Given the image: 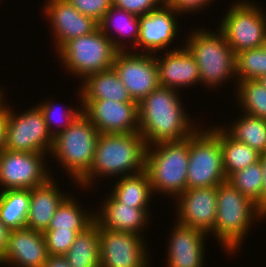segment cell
<instances>
[{
  "instance_id": "obj_1",
  "label": "cell",
  "mask_w": 266,
  "mask_h": 267,
  "mask_svg": "<svg viewBox=\"0 0 266 267\" xmlns=\"http://www.w3.org/2000/svg\"><path fill=\"white\" fill-rule=\"evenodd\" d=\"M180 92L159 86L138 103L139 133L145 144L179 141L197 129L185 112Z\"/></svg>"
},
{
  "instance_id": "obj_2",
  "label": "cell",
  "mask_w": 266,
  "mask_h": 267,
  "mask_svg": "<svg viewBox=\"0 0 266 267\" xmlns=\"http://www.w3.org/2000/svg\"><path fill=\"white\" fill-rule=\"evenodd\" d=\"M146 149L139 132L100 133L92 165L76 185L80 189L90 188L96 178H118L144 171Z\"/></svg>"
},
{
  "instance_id": "obj_3",
  "label": "cell",
  "mask_w": 266,
  "mask_h": 267,
  "mask_svg": "<svg viewBox=\"0 0 266 267\" xmlns=\"http://www.w3.org/2000/svg\"><path fill=\"white\" fill-rule=\"evenodd\" d=\"M265 217L254 202L229 182L217 186L214 238L216 236L218 243L225 248V253L239 252L254 222L261 218L265 220Z\"/></svg>"
},
{
  "instance_id": "obj_4",
  "label": "cell",
  "mask_w": 266,
  "mask_h": 267,
  "mask_svg": "<svg viewBox=\"0 0 266 267\" xmlns=\"http://www.w3.org/2000/svg\"><path fill=\"white\" fill-rule=\"evenodd\" d=\"M188 159L189 137L147 146L145 171L154 195L158 192L175 199L187 190Z\"/></svg>"
},
{
  "instance_id": "obj_5",
  "label": "cell",
  "mask_w": 266,
  "mask_h": 267,
  "mask_svg": "<svg viewBox=\"0 0 266 267\" xmlns=\"http://www.w3.org/2000/svg\"><path fill=\"white\" fill-rule=\"evenodd\" d=\"M191 31L184 46L197 62L201 84L215 89L221 87L222 82L226 84V80L234 79L235 54L224 34L219 29L216 33L204 28Z\"/></svg>"
},
{
  "instance_id": "obj_6",
  "label": "cell",
  "mask_w": 266,
  "mask_h": 267,
  "mask_svg": "<svg viewBox=\"0 0 266 267\" xmlns=\"http://www.w3.org/2000/svg\"><path fill=\"white\" fill-rule=\"evenodd\" d=\"M99 132L82 112L62 132L53 137L50 155L61 169L69 174L74 184L89 171L96 149Z\"/></svg>"
},
{
  "instance_id": "obj_7",
  "label": "cell",
  "mask_w": 266,
  "mask_h": 267,
  "mask_svg": "<svg viewBox=\"0 0 266 267\" xmlns=\"http://www.w3.org/2000/svg\"><path fill=\"white\" fill-rule=\"evenodd\" d=\"M215 126L203 127L204 129L199 126L189 137L187 189L217 187L227 181L220 144V126Z\"/></svg>"
},
{
  "instance_id": "obj_8",
  "label": "cell",
  "mask_w": 266,
  "mask_h": 267,
  "mask_svg": "<svg viewBox=\"0 0 266 267\" xmlns=\"http://www.w3.org/2000/svg\"><path fill=\"white\" fill-rule=\"evenodd\" d=\"M118 50L98 28L94 32L65 42L58 50V60L65 70L81 81L88 75L113 66Z\"/></svg>"
},
{
  "instance_id": "obj_9",
  "label": "cell",
  "mask_w": 266,
  "mask_h": 267,
  "mask_svg": "<svg viewBox=\"0 0 266 267\" xmlns=\"http://www.w3.org/2000/svg\"><path fill=\"white\" fill-rule=\"evenodd\" d=\"M252 2L237 0L232 3L220 20L219 28H216L224 34L234 54L262 46L266 34V13L259 4Z\"/></svg>"
},
{
  "instance_id": "obj_10",
  "label": "cell",
  "mask_w": 266,
  "mask_h": 267,
  "mask_svg": "<svg viewBox=\"0 0 266 267\" xmlns=\"http://www.w3.org/2000/svg\"><path fill=\"white\" fill-rule=\"evenodd\" d=\"M34 106L22 113H15L14 108L7 106L6 150L50 154L53 137L47 129L43 112Z\"/></svg>"
},
{
  "instance_id": "obj_11",
  "label": "cell",
  "mask_w": 266,
  "mask_h": 267,
  "mask_svg": "<svg viewBox=\"0 0 266 267\" xmlns=\"http://www.w3.org/2000/svg\"><path fill=\"white\" fill-rule=\"evenodd\" d=\"M47 156L44 153L3 150L0 153L1 191L32 189L47 182L52 177L45 164Z\"/></svg>"
},
{
  "instance_id": "obj_12",
  "label": "cell",
  "mask_w": 266,
  "mask_h": 267,
  "mask_svg": "<svg viewBox=\"0 0 266 267\" xmlns=\"http://www.w3.org/2000/svg\"><path fill=\"white\" fill-rule=\"evenodd\" d=\"M141 52L118 51L112 66L132 99L138 103L160 86L155 54Z\"/></svg>"
},
{
  "instance_id": "obj_13",
  "label": "cell",
  "mask_w": 266,
  "mask_h": 267,
  "mask_svg": "<svg viewBox=\"0 0 266 267\" xmlns=\"http://www.w3.org/2000/svg\"><path fill=\"white\" fill-rule=\"evenodd\" d=\"M99 237L100 267H149L144 236L99 226Z\"/></svg>"
},
{
  "instance_id": "obj_14",
  "label": "cell",
  "mask_w": 266,
  "mask_h": 267,
  "mask_svg": "<svg viewBox=\"0 0 266 267\" xmlns=\"http://www.w3.org/2000/svg\"><path fill=\"white\" fill-rule=\"evenodd\" d=\"M80 105L99 133L139 131L138 102L81 100Z\"/></svg>"
},
{
  "instance_id": "obj_15",
  "label": "cell",
  "mask_w": 266,
  "mask_h": 267,
  "mask_svg": "<svg viewBox=\"0 0 266 267\" xmlns=\"http://www.w3.org/2000/svg\"><path fill=\"white\" fill-rule=\"evenodd\" d=\"M176 217L180 224L213 234L217 212V187L189 188L177 196Z\"/></svg>"
},
{
  "instance_id": "obj_16",
  "label": "cell",
  "mask_w": 266,
  "mask_h": 267,
  "mask_svg": "<svg viewBox=\"0 0 266 267\" xmlns=\"http://www.w3.org/2000/svg\"><path fill=\"white\" fill-rule=\"evenodd\" d=\"M43 14L49 20L52 28L55 49L65 42L88 35L99 28V22L94 18L79 13L67 0H46Z\"/></svg>"
},
{
  "instance_id": "obj_17",
  "label": "cell",
  "mask_w": 266,
  "mask_h": 267,
  "mask_svg": "<svg viewBox=\"0 0 266 267\" xmlns=\"http://www.w3.org/2000/svg\"><path fill=\"white\" fill-rule=\"evenodd\" d=\"M177 15L181 16L166 3H163L158 9L151 11L146 15L139 17L140 30L137 47H141L144 53L161 54L170 49L173 40L177 38L179 31ZM156 52V53H155Z\"/></svg>"
},
{
  "instance_id": "obj_18",
  "label": "cell",
  "mask_w": 266,
  "mask_h": 267,
  "mask_svg": "<svg viewBox=\"0 0 266 267\" xmlns=\"http://www.w3.org/2000/svg\"><path fill=\"white\" fill-rule=\"evenodd\" d=\"M49 253L44 234L28 228L10 230L1 265L44 267ZM12 264V265H11Z\"/></svg>"
},
{
  "instance_id": "obj_19",
  "label": "cell",
  "mask_w": 266,
  "mask_h": 267,
  "mask_svg": "<svg viewBox=\"0 0 266 267\" xmlns=\"http://www.w3.org/2000/svg\"><path fill=\"white\" fill-rule=\"evenodd\" d=\"M175 48V49H174ZM160 86L179 90L201 83L199 67L193 55L183 47H173L164 55H155Z\"/></svg>"
},
{
  "instance_id": "obj_20",
  "label": "cell",
  "mask_w": 266,
  "mask_h": 267,
  "mask_svg": "<svg viewBox=\"0 0 266 267\" xmlns=\"http://www.w3.org/2000/svg\"><path fill=\"white\" fill-rule=\"evenodd\" d=\"M172 228L167 244V267H203L205 240L210 235L178 222Z\"/></svg>"
},
{
  "instance_id": "obj_21",
  "label": "cell",
  "mask_w": 266,
  "mask_h": 267,
  "mask_svg": "<svg viewBox=\"0 0 266 267\" xmlns=\"http://www.w3.org/2000/svg\"><path fill=\"white\" fill-rule=\"evenodd\" d=\"M104 199L100 210L95 211V222L101 228L143 236V228L151 224L148 221L151 215L149 209L122 204L112 194Z\"/></svg>"
},
{
  "instance_id": "obj_22",
  "label": "cell",
  "mask_w": 266,
  "mask_h": 267,
  "mask_svg": "<svg viewBox=\"0 0 266 267\" xmlns=\"http://www.w3.org/2000/svg\"><path fill=\"white\" fill-rule=\"evenodd\" d=\"M51 177L40 186L30 189V206L26 228L44 233L55 215L57 208L69 195L64 194Z\"/></svg>"
},
{
  "instance_id": "obj_23",
  "label": "cell",
  "mask_w": 266,
  "mask_h": 267,
  "mask_svg": "<svg viewBox=\"0 0 266 267\" xmlns=\"http://www.w3.org/2000/svg\"><path fill=\"white\" fill-rule=\"evenodd\" d=\"M99 28L112 41L114 47L118 51H127L131 48L133 51L136 48L135 51H137V41L140 30L139 16L112 5L104 15L103 19L99 22ZM113 29L115 30L114 33ZM111 33L113 35L116 34L115 36L117 37L113 36Z\"/></svg>"
},
{
  "instance_id": "obj_24",
  "label": "cell",
  "mask_w": 266,
  "mask_h": 267,
  "mask_svg": "<svg viewBox=\"0 0 266 267\" xmlns=\"http://www.w3.org/2000/svg\"><path fill=\"white\" fill-rule=\"evenodd\" d=\"M79 88L81 100H113L117 102H136L132 99L119 76L110 68L88 75Z\"/></svg>"
},
{
  "instance_id": "obj_25",
  "label": "cell",
  "mask_w": 266,
  "mask_h": 267,
  "mask_svg": "<svg viewBox=\"0 0 266 267\" xmlns=\"http://www.w3.org/2000/svg\"><path fill=\"white\" fill-rule=\"evenodd\" d=\"M111 194L122 204L131 205L133 208H148L153 196L151 183L147 172L144 170L134 175L118 177Z\"/></svg>"
},
{
  "instance_id": "obj_26",
  "label": "cell",
  "mask_w": 266,
  "mask_h": 267,
  "mask_svg": "<svg viewBox=\"0 0 266 267\" xmlns=\"http://www.w3.org/2000/svg\"><path fill=\"white\" fill-rule=\"evenodd\" d=\"M99 225L94 222L79 233L64 255L71 267H100Z\"/></svg>"
},
{
  "instance_id": "obj_27",
  "label": "cell",
  "mask_w": 266,
  "mask_h": 267,
  "mask_svg": "<svg viewBox=\"0 0 266 267\" xmlns=\"http://www.w3.org/2000/svg\"><path fill=\"white\" fill-rule=\"evenodd\" d=\"M74 198L70 194L62 201L47 230L84 231L95 222V212H86Z\"/></svg>"
},
{
  "instance_id": "obj_28",
  "label": "cell",
  "mask_w": 266,
  "mask_h": 267,
  "mask_svg": "<svg viewBox=\"0 0 266 267\" xmlns=\"http://www.w3.org/2000/svg\"><path fill=\"white\" fill-rule=\"evenodd\" d=\"M30 189L0 191V219L9 230L26 228Z\"/></svg>"
},
{
  "instance_id": "obj_29",
  "label": "cell",
  "mask_w": 266,
  "mask_h": 267,
  "mask_svg": "<svg viewBox=\"0 0 266 267\" xmlns=\"http://www.w3.org/2000/svg\"><path fill=\"white\" fill-rule=\"evenodd\" d=\"M220 144L223 155V166L226 178L233 173L257 163L260 153L249 145L232 138L220 125Z\"/></svg>"
},
{
  "instance_id": "obj_30",
  "label": "cell",
  "mask_w": 266,
  "mask_h": 267,
  "mask_svg": "<svg viewBox=\"0 0 266 267\" xmlns=\"http://www.w3.org/2000/svg\"><path fill=\"white\" fill-rule=\"evenodd\" d=\"M228 127L222 128L235 140L249 145L260 154L266 152V119L241 113Z\"/></svg>"
},
{
  "instance_id": "obj_31",
  "label": "cell",
  "mask_w": 266,
  "mask_h": 267,
  "mask_svg": "<svg viewBox=\"0 0 266 267\" xmlns=\"http://www.w3.org/2000/svg\"><path fill=\"white\" fill-rule=\"evenodd\" d=\"M236 101L241 112L266 119V88L258 79L239 81L236 84ZM243 107V108H242Z\"/></svg>"
},
{
  "instance_id": "obj_32",
  "label": "cell",
  "mask_w": 266,
  "mask_h": 267,
  "mask_svg": "<svg viewBox=\"0 0 266 267\" xmlns=\"http://www.w3.org/2000/svg\"><path fill=\"white\" fill-rule=\"evenodd\" d=\"M263 178V168L258 161L257 163L251 164L233 173L227 179V182L254 202L257 208L262 212Z\"/></svg>"
},
{
  "instance_id": "obj_33",
  "label": "cell",
  "mask_w": 266,
  "mask_h": 267,
  "mask_svg": "<svg viewBox=\"0 0 266 267\" xmlns=\"http://www.w3.org/2000/svg\"><path fill=\"white\" fill-rule=\"evenodd\" d=\"M235 73L236 84L266 75V52L262 47L235 54Z\"/></svg>"
},
{
  "instance_id": "obj_34",
  "label": "cell",
  "mask_w": 266,
  "mask_h": 267,
  "mask_svg": "<svg viewBox=\"0 0 266 267\" xmlns=\"http://www.w3.org/2000/svg\"><path fill=\"white\" fill-rule=\"evenodd\" d=\"M52 101L53 100H49V101L45 100L43 103L40 102V103H37L36 105L43 112L45 123H46L49 133L52 135V137H55L58 133L64 131L76 119V117L82 113V107L80 106L79 108L78 107L77 108L65 107L64 109L67 108L66 110H64L63 112L60 111L61 113H58L59 117L64 120V122L62 121L63 123L61 121L59 123L58 121L59 118L56 117L58 116L56 114L58 112L57 109L59 107L57 106V103L55 104V102H52Z\"/></svg>"
},
{
  "instance_id": "obj_35",
  "label": "cell",
  "mask_w": 266,
  "mask_h": 267,
  "mask_svg": "<svg viewBox=\"0 0 266 267\" xmlns=\"http://www.w3.org/2000/svg\"><path fill=\"white\" fill-rule=\"evenodd\" d=\"M83 231L46 230L43 234L49 255L64 256Z\"/></svg>"
},
{
  "instance_id": "obj_36",
  "label": "cell",
  "mask_w": 266,
  "mask_h": 267,
  "mask_svg": "<svg viewBox=\"0 0 266 267\" xmlns=\"http://www.w3.org/2000/svg\"><path fill=\"white\" fill-rule=\"evenodd\" d=\"M79 13L100 22L112 6V0H67Z\"/></svg>"
},
{
  "instance_id": "obj_37",
  "label": "cell",
  "mask_w": 266,
  "mask_h": 267,
  "mask_svg": "<svg viewBox=\"0 0 266 267\" xmlns=\"http://www.w3.org/2000/svg\"><path fill=\"white\" fill-rule=\"evenodd\" d=\"M163 3L165 0H112L113 6L139 17L158 9Z\"/></svg>"
},
{
  "instance_id": "obj_38",
  "label": "cell",
  "mask_w": 266,
  "mask_h": 267,
  "mask_svg": "<svg viewBox=\"0 0 266 267\" xmlns=\"http://www.w3.org/2000/svg\"><path fill=\"white\" fill-rule=\"evenodd\" d=\"M214 0H165V3L178 14L200 13L201 10L212 4ZM200 11V12H199Z\"/></svg>"
},
{
  "instance_id": "obj_39",
  "label": "cell",
  "mask_w": 266,
  "mask_h": 267,
  "mask_svg": "<svg viewBox=\"0 0 266 267\" xmlns=\"http://www.w3.org/2000/svg\"><path fill=\"white\" fill-rule=\"evenodd\" d=\"M259 162L263 168V188H262V213L266 216V152L260 154Z\"/></svg>"
},
{
  "instance_id": "obj_40",
  "label": "cell",
  "mask_w": 266,
  "mask_h": 267,
  "mask_svg": "<svg viewBox=\"0 0 266 267\" xmlns=\"http://www.w3.org/2000/svg\"><path fill=\"white\" fill-rule=\"evenodd\" d=\"M10 230L3 224L0 219V260L4 256L5 249L8 243Z\"/></svg>"
},
{
  "instance_id": "obj_41",
  "label": "cell",
  "mask_w": 266,
  "mask_h": 267,
  "mask_svg": "<svg viewBox=\"0 0 266 267\" xmlns=\"http://www.w3.org/2000/svg\"><path fill=\"white\" fill-rule=\"evenodd\" d=\"M44 267H71L65 256L49 255Z\"/></svg>"
},
{
  "instance_id": "obj_42",
  "label": "cell",
  "mask_w": 266,
  "mask_h": 267,
  "mask_svg": "<svg viewBox=\"0 0 266 267\" xmlns=\"http://www.w3.org/2000/svg\"><path fill=\"white\" fill-rule=\"evenodd\" d=\"M7 125V108L0 113V153L5 150V135Z\"/></svg>"
},
{
  "instance_id": "obj_43",
  "label": "cell",
  "mask_w": 266,
  "mask_h": 267,
  "mask_svg": "<svg viewBox=\"0 0 266 267\" xmlns=\"http://www.w3.org/2000/svg\"><path fill=\"white\" fill-rule=\"evenodd\" d=\"M4 93H5L4 90L1 89V87H0V113H2L8 106V104L7 105L5 104V102H7V101L5 100V94Z\"/></svg>"
},
{
  "instance_id": "obj_44",
  "label": "cell",
  "mask_w": 266,
  "mask_h": 267,
  "mask_svg": "<svg viewBox=\"0 0 266 267\" xmlns=\"http://www.w3.org/2000/svg\"><path fill=\"white\" fill-rule=\"evenodd\" d=\"M258 80L266 88V75L260 77Z\"/></svg>"
},
{
  "instance_id": "obj_45",
  "label": "cell",
  "mask_w": 266,
  "mask_h": 267,
  "mask_svg": "<svg viewBox=\"0 0 266 267\" xmlns=\"http://www.w3.org/2000/svg\"><path fill=\"white\" fill-rule=\"evenodd\" d=\"M262 49L266 52V34H265V37H264V40L262 42Z\"/></svg>"
}]
</instances>
